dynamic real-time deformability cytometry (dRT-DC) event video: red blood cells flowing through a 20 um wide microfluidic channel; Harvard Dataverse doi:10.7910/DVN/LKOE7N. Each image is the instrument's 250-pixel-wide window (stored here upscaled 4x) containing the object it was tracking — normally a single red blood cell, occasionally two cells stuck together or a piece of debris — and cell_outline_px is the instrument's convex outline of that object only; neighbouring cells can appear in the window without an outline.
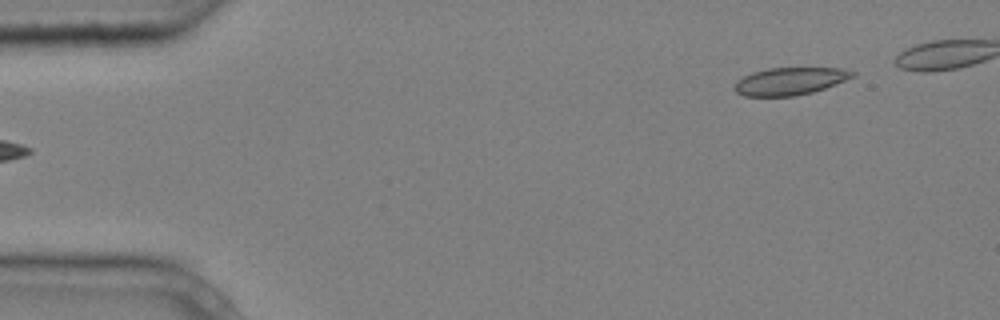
{"species": "common noctule bat (a hibernating species)", "species_latin": "Nyctalus noctula", "temperature_condition": "cold", "stored_images_in_passage": 6, "segment_of_instrument_passage": [2, 2], "camera_frame_rate_fps": 3000, "um_per_image_px": 0.085, "animal": {"sex": "male", "body_mass_g": 20.4}, "frame": {"image": 1, "passage_image": 6, "time_ms": 1.667, "image_size_px": [1000, 320], "cell_outline_px": [[856, 76], [824, 88], [812, 92], [796, 96], [744, 96], [736, 92], [732, 88], [736, 80], [752, 72], [768, 68], [844, 68], [856, 72]], "centroid_in_image_um": [67.13, 6.9], "position_along_channel_um": 17.9, "area_um2": 19.02}}